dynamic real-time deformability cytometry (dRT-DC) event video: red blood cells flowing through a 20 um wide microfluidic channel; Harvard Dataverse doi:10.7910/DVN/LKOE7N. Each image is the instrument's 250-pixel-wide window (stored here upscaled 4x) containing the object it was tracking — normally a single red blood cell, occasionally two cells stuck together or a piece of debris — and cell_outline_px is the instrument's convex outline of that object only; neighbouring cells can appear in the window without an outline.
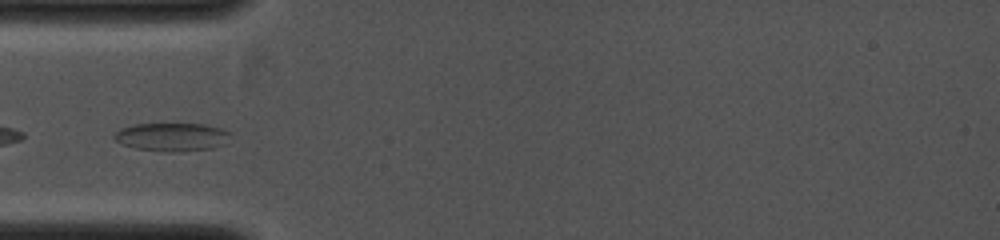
{"species": "common noctule bat (a hibernating species)", "species_latin": "Nyctalus noctula", "temperature_condition": "cold", "stored_images_in_passage": 2, "camera_frame_rate_fps": 4000, "um_per_image_px": 0.085, "animal": {"sex": "female", "body_mass_g": 19.0, "forearm_length_mm": 53.3}, "frame": {"image": 1, "passage_image": 1, "time_ms": 0.0, "image_size_px": [1000, 240], "cell_outline_px": [[228, 132], [224, 144], [212, 148], [180, 152], [164, 152], [136, 148], [120, 144], [112, 136], [120, 128], [136, 124], [204, 124], [220, 128]], "centroid_in_image_um": [14.55, 11.65], "position_along_channel_um": 70.5, "area_um2": 19.02}}